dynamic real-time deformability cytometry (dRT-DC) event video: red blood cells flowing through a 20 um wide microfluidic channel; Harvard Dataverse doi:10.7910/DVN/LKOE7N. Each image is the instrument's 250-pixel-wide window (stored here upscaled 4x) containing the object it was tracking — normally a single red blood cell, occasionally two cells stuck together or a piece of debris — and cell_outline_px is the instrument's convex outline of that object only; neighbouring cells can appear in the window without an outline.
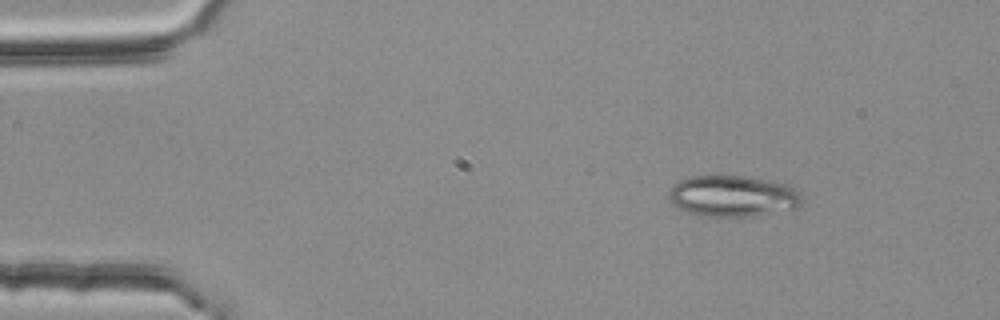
{"species": "common noctule bat (a hibernating species)", "species_latin": "Nyctalus noctula", "temperature_condition": "room temperature", "stored_images_in_passage": 3, "camera_frame_rate_fps": 3000, "um_per_image_px": 0.085, "animal": {"sex": "female", "body_mass_g": 25.1}, "frame": {"image": 1, "passage_image": 1, "time_ms": 0.0, "image_size_px": [1000, 320], "cell_outline_px": [[804, 200], [796, 208], [752, 216], [700, 216], [676, 208], [672, 204], [668, 196], [668, 192], [672, 184], [688, 176], [744, 176], [768, 180], [788, 184], [800, 192]], "centroid_in_image_um": [62.26, 16.66], "position_along_channel_um": 22.7, "area_um2": 32.25}}